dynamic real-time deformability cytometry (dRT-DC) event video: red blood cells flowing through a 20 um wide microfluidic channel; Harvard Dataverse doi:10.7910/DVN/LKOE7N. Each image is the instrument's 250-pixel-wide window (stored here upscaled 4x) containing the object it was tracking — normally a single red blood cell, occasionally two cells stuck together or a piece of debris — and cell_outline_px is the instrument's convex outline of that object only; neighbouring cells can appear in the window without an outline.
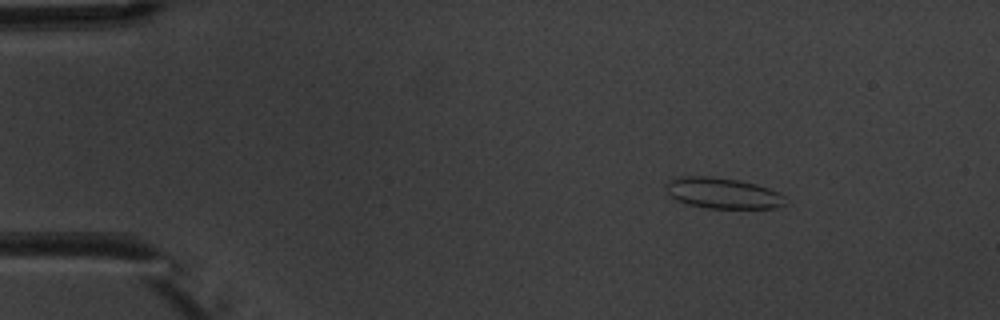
{"species": "common noctule bat (a hibernating species)", "species_latin": "Nyctalus noctula", "temperature_condition": "warm", "stored_images_in_passage": 3, "camera_frame_rate_fps": 3000, "um_per_image_px": 0.085, "animal": {"sex": "male", "body_mass_g": 20.1, "forearm_length_mm": 53.5}, "frame": {"image": 1, "passage_image": 1, "time_ms": 0.0, "image_size_px": [1000, 320], "cell_outline_px": [[788, 204], [776, 208], [708, 208], [688, 204], [676, 200], [668, 196], [668, 184], [672, 180], [680, 176], [712, 176], [740, 180], [756, 184], [780, 192], [784, 196]], "centroid_in_image_um": [61.5, 16.42], "position_along_channel_um": 23.5, "area_um2": 21.5}}